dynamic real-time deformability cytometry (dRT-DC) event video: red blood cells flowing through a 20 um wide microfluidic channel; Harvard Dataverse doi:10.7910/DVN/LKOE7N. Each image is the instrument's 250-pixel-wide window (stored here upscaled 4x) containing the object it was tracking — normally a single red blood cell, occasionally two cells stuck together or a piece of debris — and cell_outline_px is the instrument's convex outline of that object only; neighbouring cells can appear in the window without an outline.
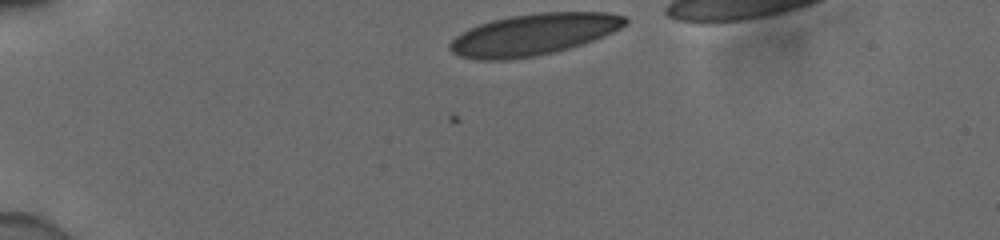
{"species": "human", "species_latin": "Homo sapiens", "temperature_condition": "cold", "stored_images_in_passage": 34, "camera_frame_rate_fps": 3000, "um_per_image_px": 0.085, "donor": {"sex": "male"}, "frame": {"image": 1, "passage_image": 1, "time_ms": 0.0, "image_size_px": [1000, 240], "cell_outline_px": [[628, 20], [620, 28], [612, 32], [592, 40], [568, 48], [552, 52], [532, 56], [508, 60], [476, 60], [460, 56], [452, 52], [448, 48], [448, 44], [456, 36], [468, 28], [492, 20], [512, 16], [540, 12], [608, 12], [624, 16]], "centroid_in_image_um": [45.3, 2.93], "position_along_channel_um": 39.7, "area_um2": 42.02}}
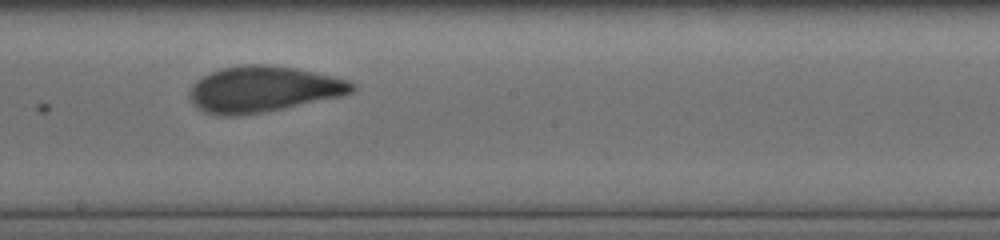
{"frame": {"image": 2, "passage_image": 20, "time_ms": 6.333, "image_size_px": [1000, 240], "cell_outline_px": [[356, 88], [352, 92], [340, 96], [260, 112], [232, 116], [216, 116], [204, 112], [196, 108], [192, 104], [188, 96], [188, 92], [192, 84], [196, 80], [212, 72], [224, 68], [244, 64], [268, 64], [296, 68], [332, 76], [348, 80], [356, 84]], "centroid_in_image_um": [22.31, 7.57], "position_along_channel_um": 225.9, "area_um2": 43.29}}
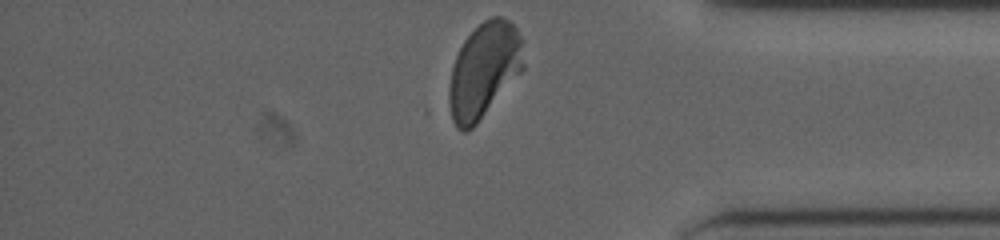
{"frame": {"image": 3, "passage_image": 34, "time_ms": 11.0, "image_size_px": [1000, 240], "cell_outline_px": [[524, 68], [476, 124], [468, 132], [460, 132], [456, 128], [452, 120], [448, 104], [448, 92], [452, 68], [456, 56], [464, 40], [484, 20], [492, 16], [500, 16], [508, 20], [516, 28], [524, 40]], "centroid_in_image_um": [41.14, 5.98], "position_along_channel_um": 394.1, "area_um2": 41.33}, "authors_computed_cell_mechanics": {"area_um2": 42.9743, "velocity_mm_per_s": 3.8775, "shape_relaxation_time_tau1_ms": 5.3087, "shape_relaxation_time_tau2_ms": 0.582, "deformation_change_tau1": 0.1631, "deformation_change_tau2": 0.0678}}